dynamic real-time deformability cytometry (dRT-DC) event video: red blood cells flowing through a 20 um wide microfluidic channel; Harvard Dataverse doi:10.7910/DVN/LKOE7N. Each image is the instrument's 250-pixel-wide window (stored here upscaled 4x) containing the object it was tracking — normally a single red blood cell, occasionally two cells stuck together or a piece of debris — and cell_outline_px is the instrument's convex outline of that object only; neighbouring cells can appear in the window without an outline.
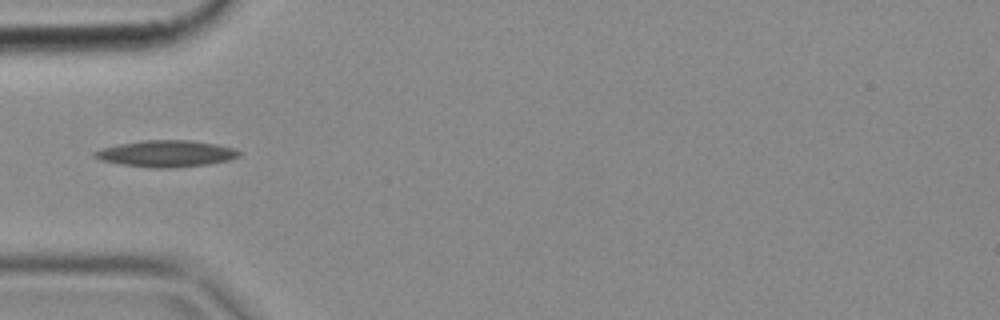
{"species": "common noctule bat (a hibernating species)", "species_latin": "Nyctalus noctula", "temperature_condition": "cold", "stored_images_in_passage": 3, "camera_frame_rate_fps": 3000, "um_per_image_px": 0.085, "animal": {"sex": "female", "body_mass_g": 18.4}, "frame": {"image": 1, "passage_image": 3, "time_ms": 0.667, "image_size_px": [1000, 320], "cell_outline_px": [[240, 156], [228, 160], [208, 164], [172, 168], [152, 168], [120, 164], [100, 160], [92, 156], [92, 152], [104, 148], [120, 144], [144, 140], [192, 140], [216, 144], [232, 148], [240, 152]], "centroid_in_image_um": [14.11, 13.06], "position_along_channel_um": 70.9, "area_um2": 22.25}}